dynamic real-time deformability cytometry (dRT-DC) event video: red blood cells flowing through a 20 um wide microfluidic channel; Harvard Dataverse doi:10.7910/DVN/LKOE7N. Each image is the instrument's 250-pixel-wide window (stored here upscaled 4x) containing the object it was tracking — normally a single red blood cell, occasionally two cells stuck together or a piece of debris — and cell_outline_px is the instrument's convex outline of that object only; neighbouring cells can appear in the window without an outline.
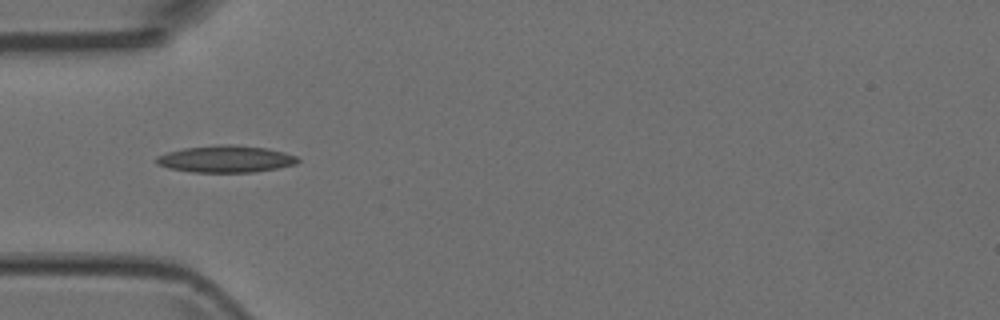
{"species": "Egyptian fruit bat (a non-hibernating species)", "species_latin": "Rousettus aegyptiacus", "temperature_condition": "room temperature", "stored_images_in_passage": 6, "camera_frame_rate_fps": 3000, "um_per_image_px": 0.085, "animal": {"sex": "female"}, "frame": {"image": 1, "passage_image": 4, "time_ms": 1.0, "image_size_px": [1000, 320], "cell_outline_px": [[300, 160], [296, 164], [276, 168], [252, 172], [192, 172], [168, 168], [156, 164], [156, 156], [168, 152], [184, 148], [220, 144], [236, 144], [268, 148], [284, 152], [296, 156]], "centroid_in_image_um": [19.18, 13.5], "position_along_channel_um": 65.8, "area_um2": 22.25}}
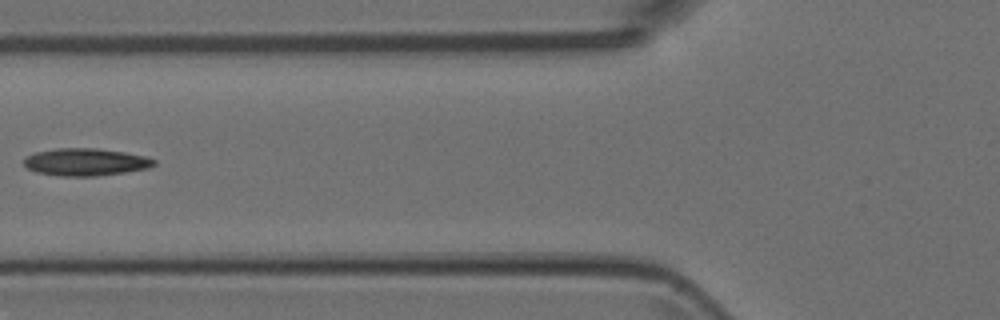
{"frame": {"image": 2, "passage_image": 5, "time_ms": 1.333, "image_size_px": [1000, 320], "cell_outline_px": [[156, 164], [148, 168], [124, 172], [96, 176], [60, 176], [36, 172], [28, 168], [24, 164], [24, 160], [28, 156], [36, 152], [56, 148], [96, 148], [124, 152], [148, 156], [156, 160]], "centroid_in_image_um": [7.31, 13.77], "position_along_channel_um": 118.5, "area_um2": 20.75}}
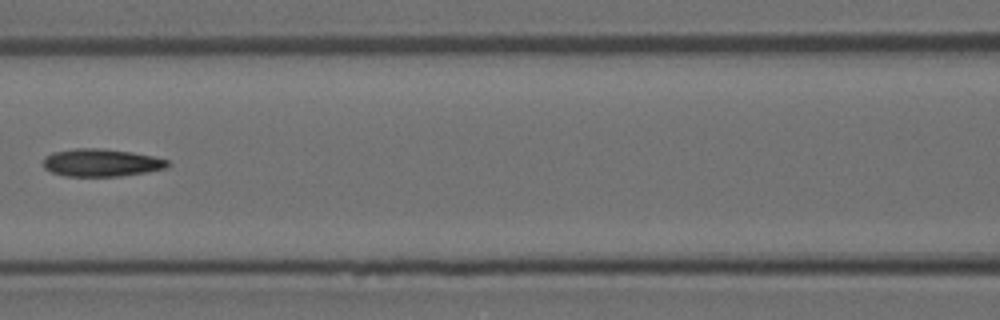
{"frame": {"image": 3, "passage_image": 6, "time_ms": 1.667, "image_size_px": [1000, 320], "cell_outline_px": [[168, 168], [120, 176], [64, 176], [52, 172], [44, 168], [44, 156], [52, 152], [76, 148], [100, 148], [132, 152], [152, 156], [168, 160]], "centroid_in_image_um": [8.58, 13.82], "position_along_channel_um": 158.0, "area_um2": 20.0}}